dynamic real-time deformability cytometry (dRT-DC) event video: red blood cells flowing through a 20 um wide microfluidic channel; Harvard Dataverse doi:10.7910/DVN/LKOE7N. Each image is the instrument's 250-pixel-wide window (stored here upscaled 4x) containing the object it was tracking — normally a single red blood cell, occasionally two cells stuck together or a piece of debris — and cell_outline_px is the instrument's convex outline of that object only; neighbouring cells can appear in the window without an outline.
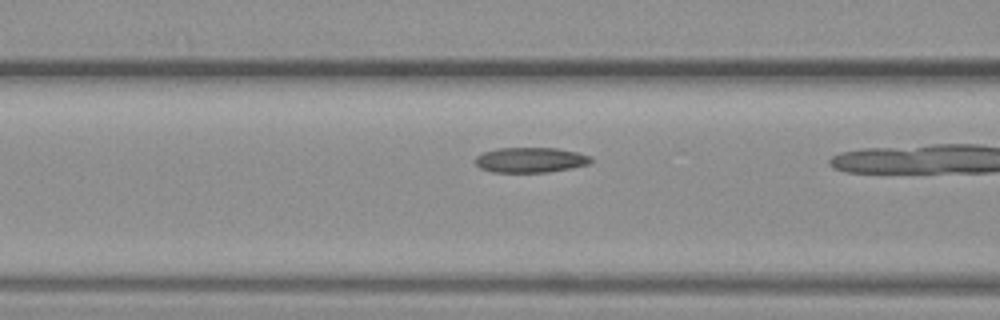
{"species": "common noctule bat (a hibernating species)", "species_latin": "Nyctalus noctula", "temperature_condition": "warm", "stored_images_in_passage": 25, "camera_frame_rate_fps": 3000, "um_per_image_px": 0.085, "animal": {"sex": "female", "body_mass_g": 19.3, "forearm_length_mm": 54.1}, "frame": {"image": 1, "passage_image": 18, "time_ms": 5.667, "image_size_px": [1000, 320], "cell_outline_px": [[592, 160], [588, 164], [548, 172], [492, 172], [480, 168], [476, 164], [476, 156], [484, 152], [496, 148], [556, 148], [576, 152], [588, 156]], "centroid_in_image_um": [45.04, 13.59], "position_along_channel_um": 121.6, "area_um2": 16.7}}